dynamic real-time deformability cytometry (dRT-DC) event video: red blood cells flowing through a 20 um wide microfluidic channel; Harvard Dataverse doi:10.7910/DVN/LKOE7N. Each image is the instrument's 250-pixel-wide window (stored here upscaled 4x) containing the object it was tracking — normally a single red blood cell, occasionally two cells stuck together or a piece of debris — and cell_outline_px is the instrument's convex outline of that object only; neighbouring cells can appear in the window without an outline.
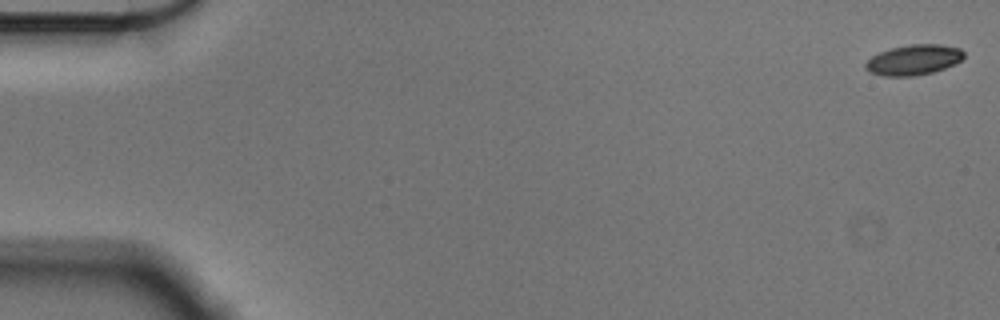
{"species": "Egyptian fruit bat (a non-hibernating species)", "species_latin": "Rousettus aegyptiacus", "temperature_condition": "cold", "stored_images_in_passage": 56, "camera_frame_rate_fps": 3000, "um_per_image_px": 0.085, "animal": {"sex": "male"}, "frame": {"image": 1, "passage_image": 1, "time_ms": 0.0, "image_size_px": [1000, 320], "cell_outline_px": [[964, 56], [956, 64], [932, 72], [912, 76], [884, 76], [868, 72], [864, 68], [864, 64], [872, 56], [880, 52], [892, 48], [908, 44], [940, 44], [960, 48], [964, 52]], "centroid_in_image_um": [77.65, 5.08], "position_along_channel_um": 7.4, "area_um2": 17.4}}
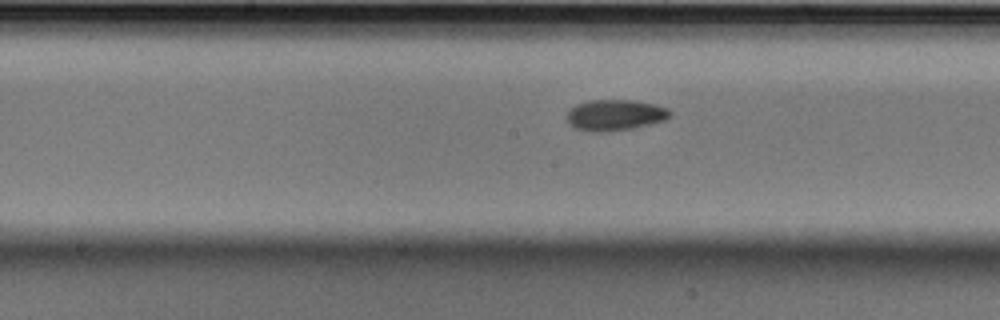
{"frame": {"image": 2, "passage_image": 29, "time_ms": 9.333, "image_size_px": [1000, 320], "cell_outline_px": [[672, 116], [664, 120], [632, 128], [608, 132], [592, 132], [576, 128], [568, 124], [568, 112], [576, 104], [592, 100], [636, 100], [656, 104], [668, 108], [672, 112]], "centroid_in_image_um": [52.31, 9.77], "position_along_channel_um": 195.9, "area_um2": 18.67}}
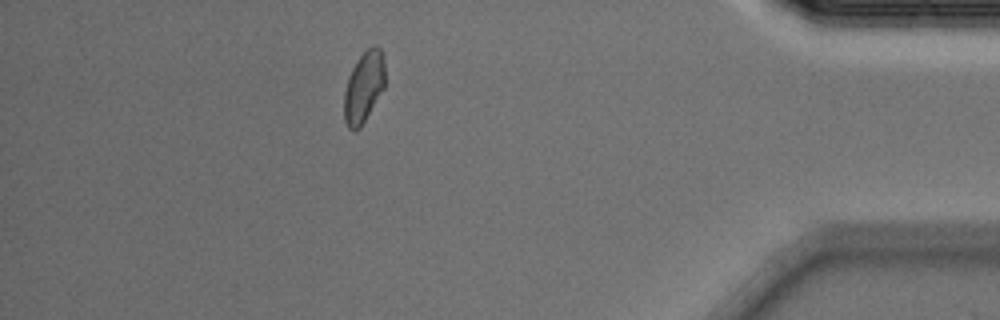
{"frame": {"image": 3, "passage_image": 50, "time_ms": 16.333, "image_size_px": [1000, 320], "cell_outline_px": [[384, 88], [360, 128], [352, 132], [348, 128], [344, 120], [344, 92], [348, 76], [352, 68], [360, 56], [368, 48], [376, 44], [380, 48], [384, 60]], "centroid_in_image_um": [30.91, 7.41], "position_along_channel_um": 404.3, "area_um2": 16.94}, "authors_computed_cell_mechanics": {"area_um2": 17.5134, "velocity_mm_per_s": 3.5769, "shape_relaxation_time_tau1_ms": 2.7907, "shape_relaxation_time_tau2_ms": 4.6241, "deformation_change_tau1": 0.0941, "deformation_change_tau2": 0.0905}}